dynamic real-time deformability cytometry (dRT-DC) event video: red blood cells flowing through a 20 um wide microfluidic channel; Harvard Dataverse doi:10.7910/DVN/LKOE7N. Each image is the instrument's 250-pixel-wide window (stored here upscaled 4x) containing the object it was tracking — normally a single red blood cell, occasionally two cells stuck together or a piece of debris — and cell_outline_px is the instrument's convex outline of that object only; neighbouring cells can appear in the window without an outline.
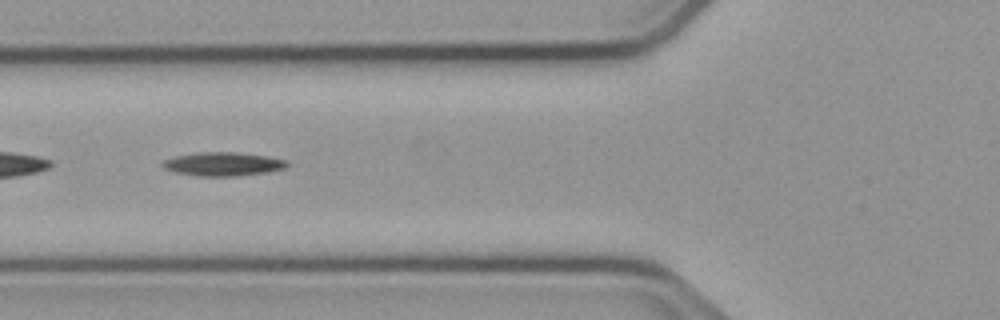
{"species": "common noctule bat (a hibernating species)", "species_latin": "Nyctalus noctula", "temperature_condition": "cold", "stored_images_in_passage": 41, "camera_frame_rate_fps": 3000, "um_per_image_px": 0.085, "animal": {"sex": "male", "body_mass_g": 23.1, "forearm_length_mm": 52.7}, "frame": {"image": 1, "passage_image": 7, "time_ms": 2.0, "image_size_px": [1000, 320], "cell_outline_px": [[288, 164], [284, 168], [268, 172], [236, 176], [196, 176], [176, 172], [164, 168], [160, 164], [164, 160], [176, 156], [200, 152], [236, 152], [264, 156], [288, 160]], "centroid_in_image_um": [18.94, 13.95], "position_along_channel_um": 106.9, "area_um2": 17.05}}